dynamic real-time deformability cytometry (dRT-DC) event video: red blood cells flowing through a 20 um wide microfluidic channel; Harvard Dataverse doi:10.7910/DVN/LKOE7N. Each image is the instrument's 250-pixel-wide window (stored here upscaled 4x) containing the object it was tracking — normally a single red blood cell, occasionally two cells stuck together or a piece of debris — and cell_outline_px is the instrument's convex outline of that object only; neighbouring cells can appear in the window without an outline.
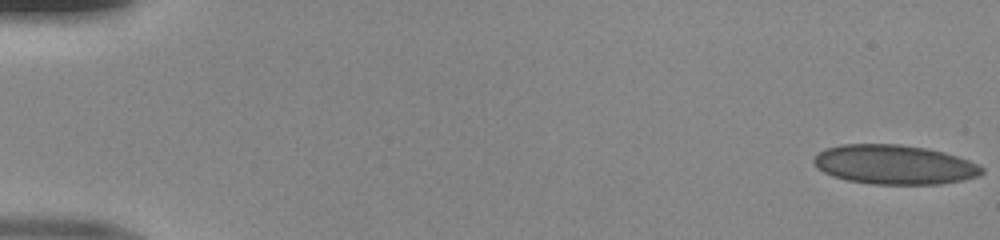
{"species": "human", "species_latin": "Homo sapiens", "temperature_condition": "room temperature", "stored_images_in_passage": 45, "camera_frame_rate_fps": 3000, "um_per_image_px": 0.085, "donor": {"sex": "male"}, "frame": {"image": 1, "passage_image": 1, "time_ms": 0.0, "image_size_px": [1000, 240], "cell_outline_px": [[984, 172], [976, 176], [960, 180], [936, 184], [876, 184], [848, 180], [824, 172], [812, 160], [820, 152], [828, 148], [844, 144], [900, 144], [924, 148], [956, 156], [976, 164], [984, 168]], "centroid_in_image_um": [76.02, 13.99], "position_along_channel_um": 9.0, "area_um2": 37.69}}
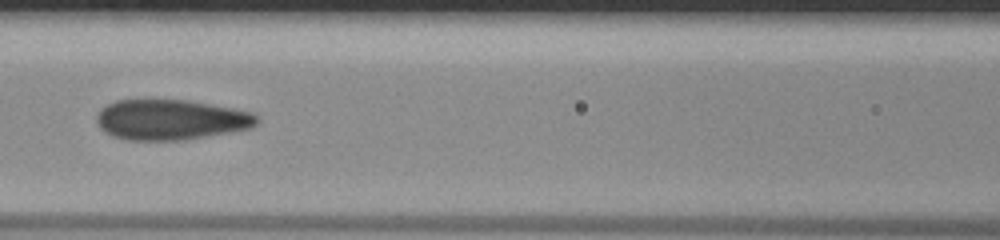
{"frame": {"image": 2, "passage_image": 24, "time_ms": 7.667, "image_size_px": [1000, 240], "cell_outline_px": [[260, 120], [252, 128], [232, 132], [180, 140], [128, 140], [112, 136], [104, 132], [100, 128], [96, 120], [96, 116], [100, 108], [116, 100], [188, 100], [232, 108], [252, 112]], "centroid_in_image_um": [14.5, 10.17], "position_along_channel_um": 152.1, "area_um2": 37.74}}
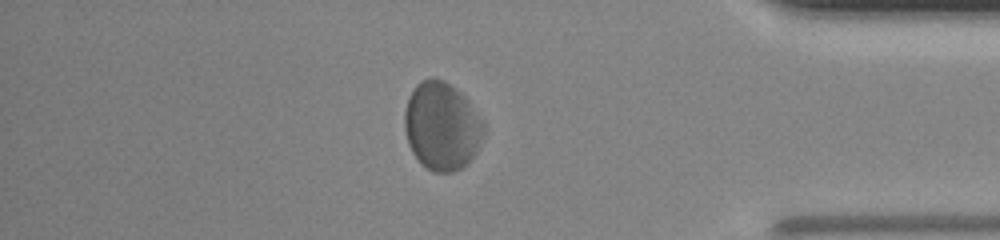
{"frame": {"image": 3, "passage_image": 44, "time_ms": 14.333, "image_size_px": [1000, 240], "cell_outline_px": [[484, 136], [476, 152], [468, 164], [452, 172], [432, 172], [412, 152], [408, 144], [404, 128], [404, 112], [408, 96], [416, 84], [420, 80], [444, 80], [456, 88], [468, 100], [484, 124]], "centroid_in_image_um": [37.55, 10.73], "position_along_channel_um": 397.7, "area_um2": 40.52}}